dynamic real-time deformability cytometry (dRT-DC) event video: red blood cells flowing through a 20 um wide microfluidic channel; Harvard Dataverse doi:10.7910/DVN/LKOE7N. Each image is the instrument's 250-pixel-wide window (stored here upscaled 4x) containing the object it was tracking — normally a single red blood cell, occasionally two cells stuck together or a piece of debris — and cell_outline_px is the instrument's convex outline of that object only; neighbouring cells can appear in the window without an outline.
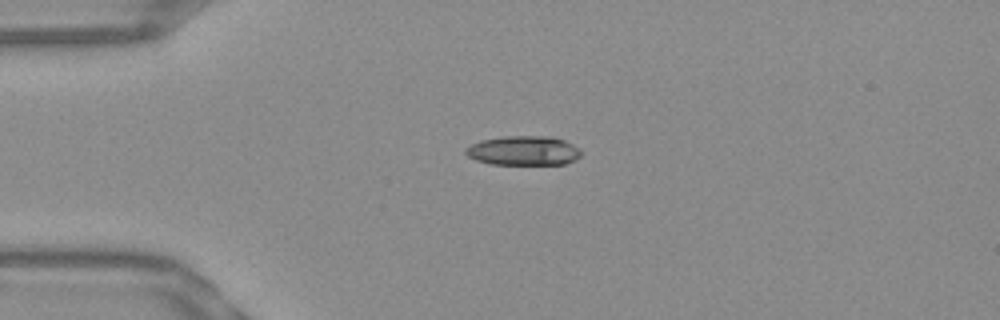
{"species": "Egyptian fruit bat (a non-hibernating species)", "species_latin": "Rousettus aegyptiacus", "temperature_condition": "warm", "stored_images_in_passage": 41, "camera_frame_rate_fps": 3000, "um_per_image_px": 0.085, "frame": {"image": 1, "passage_image": 1, "time_ms": 0.0, "image_size_px": [1000, 320], "cell_outline_px": [[580, 156], [576, 160], [564, 164], [492, 164], [476, 160], [468, 156], [464, 152], [464, 148], [480, 140], [504, 136], [552, 136], [564, 140], [580, 148]], "centroid_in_image_um": [44.5, 12.8], "position_along_channel_um": 40.5, "area_um2": 19.88}}
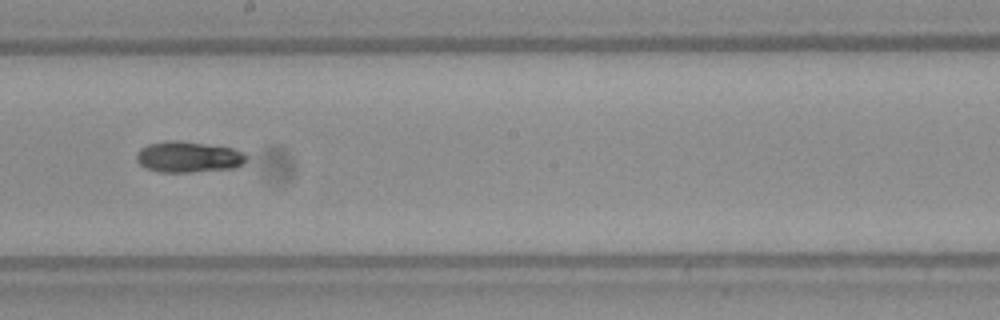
{"frame": {"image": 2, "passage_image": 18, "time_ms": 5.667, "image_size_px": [1000, 320], "cell_outline_px": [[248, 160], [244, 164], [236, 168], [188, 172], [160, 172], [144, 168], [136, 160], [136, 156], [140, 148], [148, 144], [176, 140], [232, 148], [244, 152], [248, 156]], "centroid_in_image_um": [16.04, 13.35], "position_along_channel_um": 232.2, "area_um2": 19.88}}
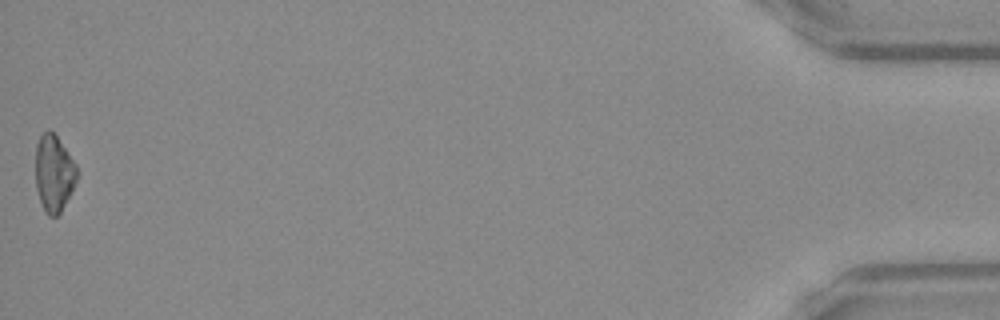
{"frame": {"image": 3, "passage_image": 41, "time_ms": 13.333, "image_size_px": [1000, 320], "cell_outline_px": [[76, 180], [60, 212], [56, 216], [48, 216], [44, 212], [36, 188], [36, 144], [40, 136], [48, 128], [56, 136], [76, 164]], "centroid_in_image_um": [4.55, 14.72], "position_along_channel_um": 430.7, "area_um2": 18.09}}